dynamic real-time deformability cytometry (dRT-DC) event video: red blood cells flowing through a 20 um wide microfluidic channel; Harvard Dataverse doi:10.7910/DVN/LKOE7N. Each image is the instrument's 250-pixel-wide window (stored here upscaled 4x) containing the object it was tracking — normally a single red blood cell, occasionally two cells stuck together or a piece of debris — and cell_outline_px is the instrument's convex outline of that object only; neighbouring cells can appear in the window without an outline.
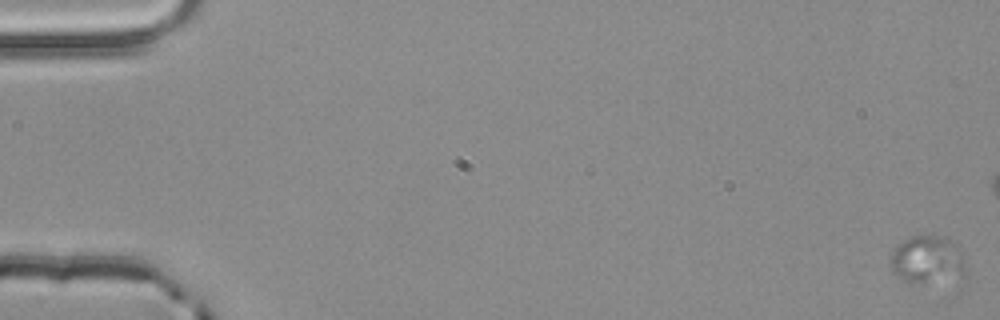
{"species": "common noctule bat (a hibernating species)", "species_latin": "Nyctalus noctula", "temperature_condition": "room temperature", "stored_images_in_passage": 5, "camera_frame_rate_fps": 3000, "um_per_image_px": 0.085, "animal": {"sex": "male", "body_mass_g": 20.4}, "frame": {"image": 1, "passage_image": 1, "time_ms": 0.0, "image_size_px": [1000, 320], "cell_outline_px": [[968, 264], [964, 276], [924, 284], [904, 280], [892, 268], [892, 252], [908, 236], [940, 236], [952, 240]], "centroid_in_image_um": [78.9, 22.08], "position_along_channel_um": 6.1, "area_um2": 20.69}}